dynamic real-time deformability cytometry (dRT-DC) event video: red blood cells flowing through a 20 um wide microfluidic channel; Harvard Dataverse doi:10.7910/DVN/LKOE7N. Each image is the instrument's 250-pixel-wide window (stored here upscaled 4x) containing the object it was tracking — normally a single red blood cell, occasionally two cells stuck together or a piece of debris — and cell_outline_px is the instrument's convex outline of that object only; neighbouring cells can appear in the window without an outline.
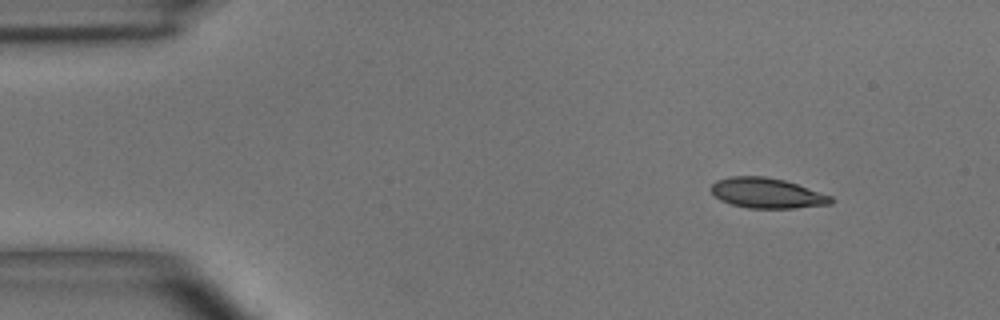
{"species": "common noctule bat (a hibernating species)", "species_latin": "Nyctalus noctula", "temperature_condition": "room temperature", "stored_images_in_passage": 6, "camera_frame_rate_fps": 3000, "um_per_image_px": 0.085, "animal": {"sex": "male", "body_mass_g": 15.6}, "frame": {"image": 1, "passage_image": 1, "time_ms": 0.0, "image_size_px": [1000, 320], "cell_outline_px": [[836, 200], [832, 204], [792, 208], [748, 208], [732, 204], [720, 200], [708, 188], [716, 180], [728, 176], [764, 176], [784, 180], [832, 196]], "centroid_in_image_um": [65.18, 16.41], "position_along_channel_um": 19.8, "area_um2": 21.15}}
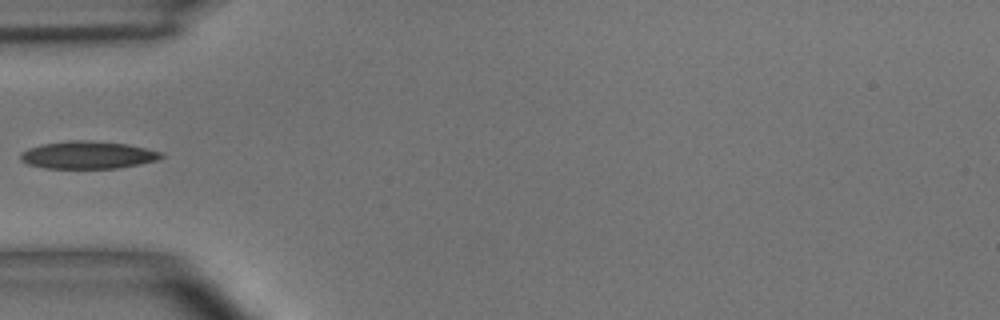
{"frame": {"image": 2, "passage_image": 4, "time_ms": 3.667, "image_size_px": [1000, 320], "cell_outline_px": [[164, 156], [156, 160], [116, 168], [44, 168], [28, 164], [20, 160], [20, 152], [28, 148], [40, 144], [68, 140], [88, 140], [128, 144], [164, 152]], "centroid_in_image_um": [7.43, 13.16], "position_along_channel_um": 77.6, "area_um2": 22.66}}
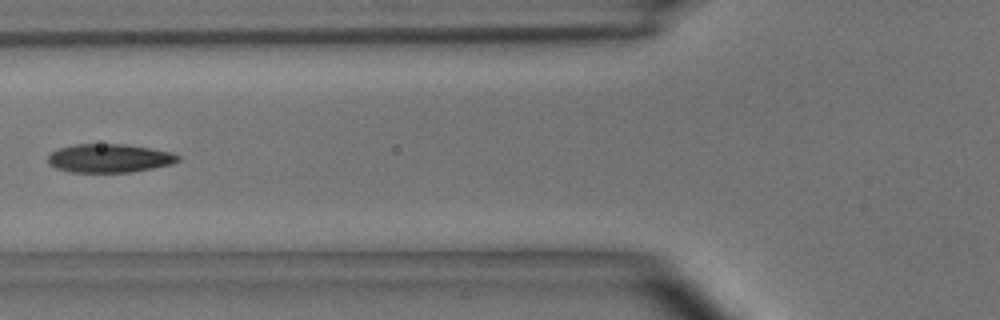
{"frame": {"image": 3, "passage_image": 5, "time_ms": 4.667, "image_size_px": [1000, 320], "cell_outline_px": [[180, 160], [172, 164], [132, 172], [68, 172], [56, 168], [48, 164], [48, 156], [52, 152], [60, 148], [72, 144], [128, 144], [168, 152], [180, 156]], "centroid_in_image_um": [9.26, 13.45], "position_along_channel_um": 116.5, "area_um2": 21.62}}